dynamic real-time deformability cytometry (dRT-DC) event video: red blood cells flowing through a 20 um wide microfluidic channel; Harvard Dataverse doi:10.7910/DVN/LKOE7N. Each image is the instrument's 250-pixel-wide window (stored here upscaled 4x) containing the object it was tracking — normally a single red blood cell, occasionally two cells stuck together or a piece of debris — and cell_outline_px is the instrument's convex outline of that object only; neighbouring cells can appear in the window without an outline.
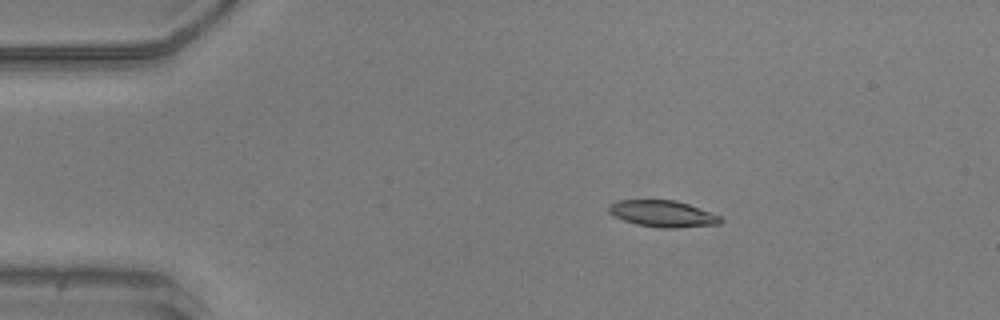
{"species": "common noctule bat (a hibernating species)", "species_latin": "Nyctalus noctula", "temperature_condition": "warm", "stored_images_in_passage": 17, "camera_frame_rate_fps": 3000, "um_per_image_px": 0.085, "animal": {"sex": "male", "body_mass_g": 20.5, "forearm_length_mm": 52.5}, "frame": {"image": 1, "passage_image": 10, "time_ms": 3.0, "image_size_px": [1000, 320], "cell_outline_px": [[724, 220], [720, 224], [676, 228], [660, 228], [636, 224], [624, 220], [608, 212], [608, 208], [612, 204], [620, 200], [676, 200], [688, 204], [720, 216]], "centroid_in_image_um": [56.36, 18.17], "position_along_channel_um": 28.6, "area_um2": 17.11}}